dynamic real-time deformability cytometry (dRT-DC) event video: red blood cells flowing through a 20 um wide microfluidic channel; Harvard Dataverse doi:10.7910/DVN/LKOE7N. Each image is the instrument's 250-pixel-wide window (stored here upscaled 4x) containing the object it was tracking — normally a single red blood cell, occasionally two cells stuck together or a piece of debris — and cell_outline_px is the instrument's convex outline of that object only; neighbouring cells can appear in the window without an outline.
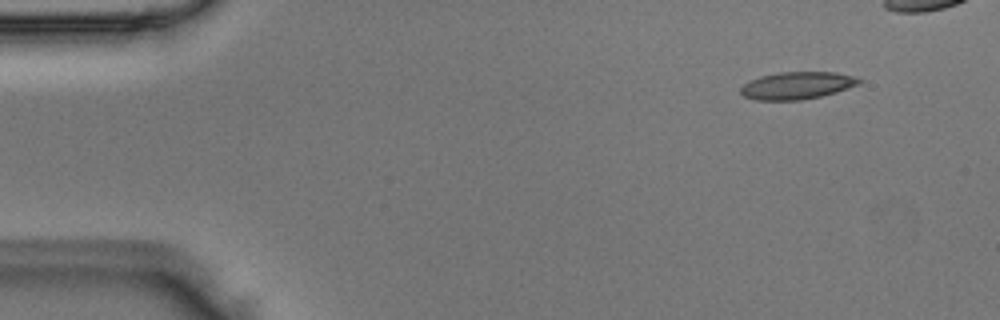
{"species": "Egyptian fruit bat (a non-hibernating species)", "species_latin": "Rousettus aegyptiacus", "temperature_condition": "room temperature", "stored_images_in_passage": 40, "camera_frame_rate_fps": 3000, "um_per_image_px": 0.085, "animal": {"sex": "male"}, "frame": {"image": 1, "passage_image": 1, "time_ms": 0.0, "image_size_px": [1000, 320], "cell_outline_px": [[860, 84], [836, 92], [820, 96], [800, 100], [756, 100], [744, 96], [740, 92], [740, 88], [744, 84], [760, 76], [780, 72], [836, 72], [852, 76], [860, 80]], "centroid_in_image_um": [67.73, 7.27], "position_along_channel_um": 17.3, "area_um2": 18.67}}
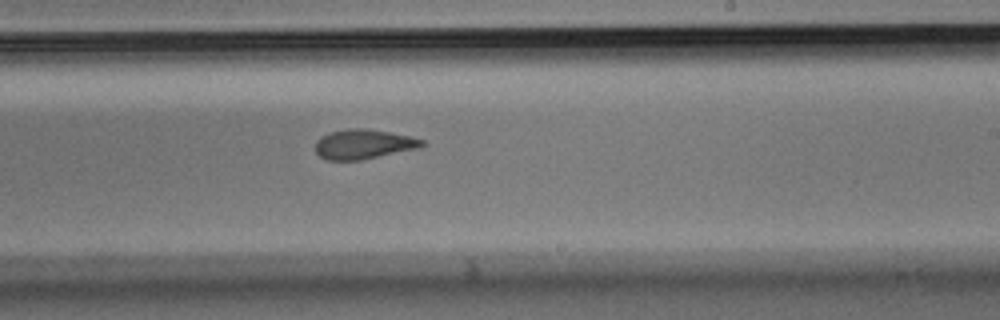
{"frame": {"image": 2, "passage_image": 26, "time_ms": 8.333, "image_size_px": [1000, 320], "cell_outline_px": [[424, 144], [416, 148], [360, 160], [324, 160], [316, 152], [316, 140], [320, 136], [332, 132], [348, 128], [364, 128], [388, 132], [408, 136], [424, 140]], "centroid_in_image_um": [30.83, 12.25], "position_along_channel_um": 258.2, "area_um2": 18.09}}
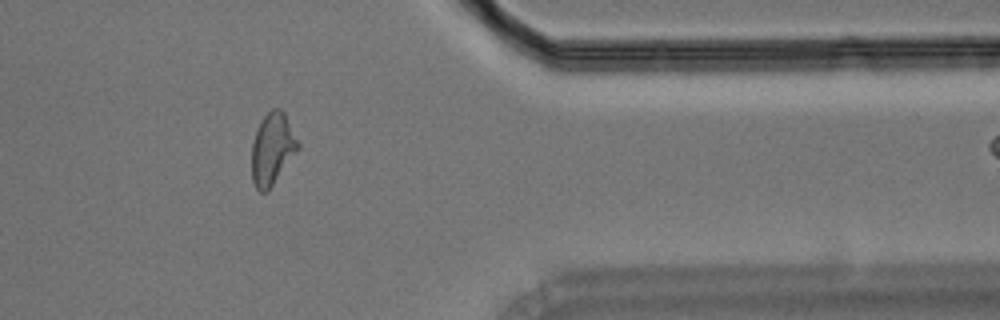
{"frame": {"image": 3, "passage_image": 37, "time_ms": 12.0, "image_size_px": [1000, 320], "cell_outline_px": [[300, 148], [268, 192], [260, 192], [256, 188], [252, 180], [252, 144], [256, 128], [260, 120], [272, 108], [280, 108], [284, 112], [300, 144]], "centroid_in_image_um": [23.15, 12.66], "position_along_channel_um": 388.2, "area_um2": 19.59}}